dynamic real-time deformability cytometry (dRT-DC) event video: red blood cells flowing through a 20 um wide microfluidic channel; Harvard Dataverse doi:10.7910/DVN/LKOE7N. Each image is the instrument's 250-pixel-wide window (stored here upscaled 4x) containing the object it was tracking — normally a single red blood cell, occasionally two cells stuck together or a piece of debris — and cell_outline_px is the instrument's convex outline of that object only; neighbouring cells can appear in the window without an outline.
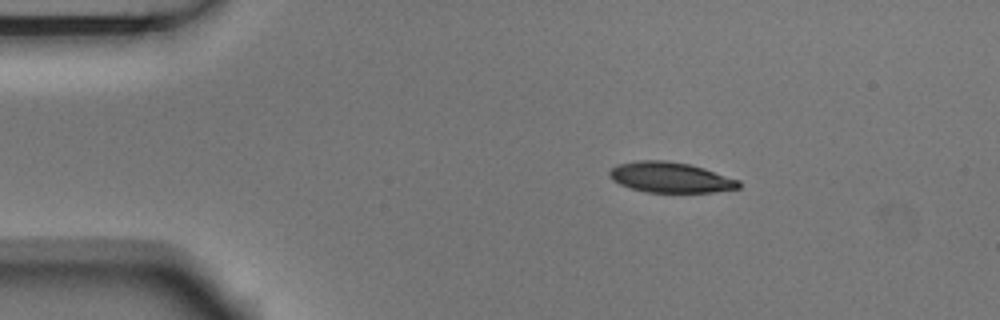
{"species": "Egyptian fruit bat (a non-hibernating species)", "species_latin": "Rousettus aegyptiacus", "temperature_condition": "room temperature", "stored_images_in_passage": 3, "camera_frame_rate_fps": 3000, "um_per_image_px": 0.085, "animal": {"sex": "male"}, "frame": {"image": 1, "passage_image": 1, "time_ms": 0.0, "image_size_px": [1000, 320], "cell_outline_px": [[740, 188], [712, 192], [644, 192], [628, 188], [612, 180], [608, 176], [608, 172], [616, 164], [636, 160], [664, 160], [688, 164], [704, 168], [740, 180]], "centroid_in_image_um": [56.94, 15.07], "position_along_channel_um": 28.1, "area_um2": 23.12}}
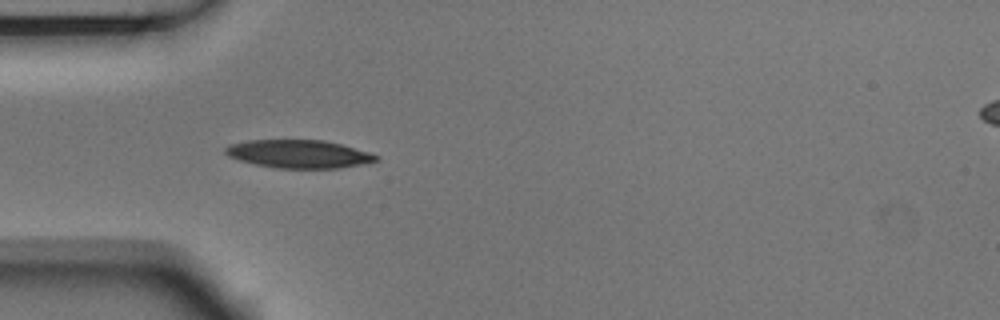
{"frame": {"image": 2, "passage_image": 3, "time_ms": 0.667, "image_size_px": [1000, 320], "cell_outline_px": [[380, 160], [340, 168], [276, 168], [256, 164], [240, 160], [228, 156], [224, 152], [224, 148], [232, 144], [248, 140], [324, 140], [340, 144], [368, 152], [380, 156]], "centroid_in_image_um": [25.4, 13.09], "position_along_channel_um": 59.6, "area_um2": 24.51}}